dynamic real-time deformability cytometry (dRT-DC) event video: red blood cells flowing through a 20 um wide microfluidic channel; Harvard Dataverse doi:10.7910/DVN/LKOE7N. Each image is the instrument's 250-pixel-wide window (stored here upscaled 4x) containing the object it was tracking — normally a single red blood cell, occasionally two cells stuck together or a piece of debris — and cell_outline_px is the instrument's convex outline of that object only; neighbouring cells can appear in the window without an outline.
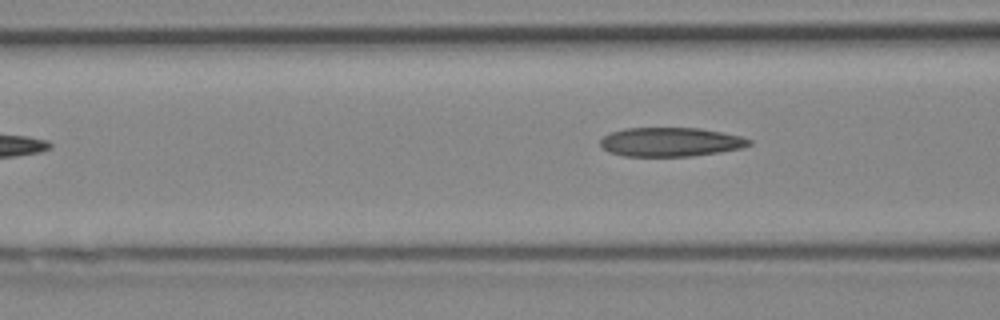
{"species": "Egyptian fruit bat (a non-hibernating species)", "species_latin": "Rousettus aegyptiacus", "temperature_condition": "cold", "stored_images_in_passage": 5, "camera_frame_rate_fps": 3000, "um_per_image_px": 0.085, "animal": {"sex": "female"}, "frame": {"image": 1, "passage_image": 5, "time_ms": 1.333, "image_size_px": [1000, 320], "cell_outline_px": [[752, 144], [740, 148], [720, 152], [692, 156], [624, 156], [608, 152], [600, 144], [600, 140], [604, 136], [612, 132], [624, 128], [700, 128], [740, 136], [752, 140]], "centroid_in_image_um": [56.99, 12.07], "position_along_channel_um": 109.6, "area_um2": 25.09}}